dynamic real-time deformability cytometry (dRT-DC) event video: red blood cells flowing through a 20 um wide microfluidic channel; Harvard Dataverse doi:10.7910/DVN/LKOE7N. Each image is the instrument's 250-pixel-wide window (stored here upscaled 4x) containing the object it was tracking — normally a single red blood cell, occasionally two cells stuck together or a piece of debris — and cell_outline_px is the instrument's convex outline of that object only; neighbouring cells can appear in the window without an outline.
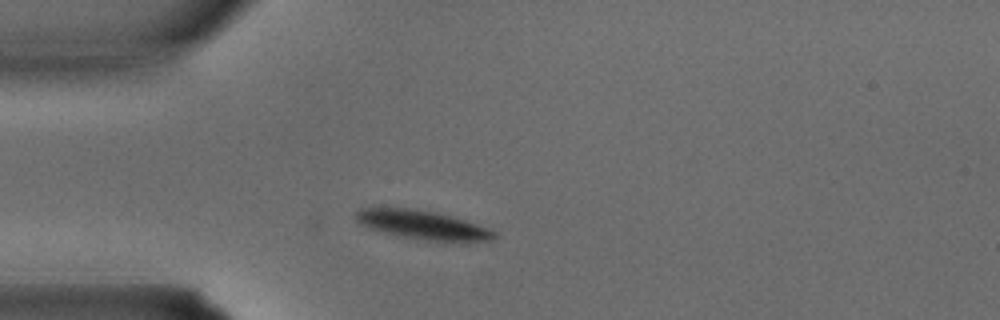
{"species": "common noctule bat (a hibernating species)", "species_latin": "Nyctalus noctula", "temperature_condition": "warm", "stored_images_in_passage": 24, "camera_frame_rate_fps": 3000, "um_per_image_px": 0.085, "animal": {"sex": "male", "body_mass_g": 15.6}, "frame": {"image": 1, "passage_image": 5, "time_ms": 1.333, "image_size_px": [1000, 320], "cell_outline_px": [[500, 236], [492, 240], [460, 244], [428, 240], [380, 232], [360, 224], [356, 220], [356, 212], [360, 208], [412, 208], [436, 212], [452, 216], [492, 228]], "centroid_in_image_um": [36.07, 19.15], "position_along_channel_um": 48.9, "area_um2": 23.93}}
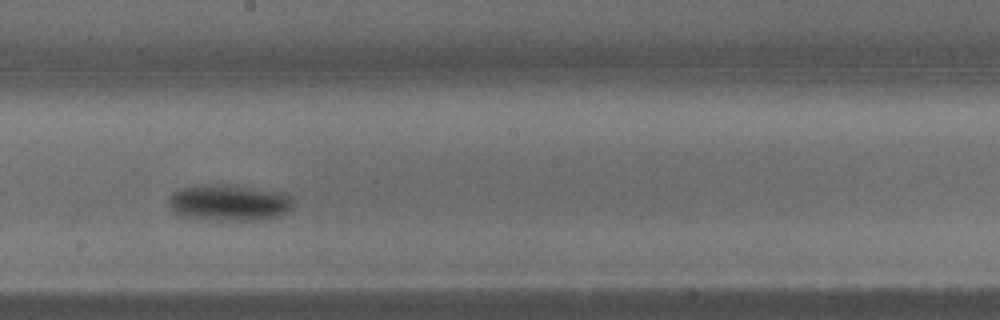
{"frame": {"image": 2, "passage_image": 15, "time_ms": 4.667, "image_size_px": [1000, 320], "cell_outline_px": [[292, 208], [288, 212], [264, 220], [220, 220], [184, 216], [176, 212], [168, 204], [168, 200], [172, 192], [180, 188], [204, 184], [228, 184], [284, 192], [292, 196]], "centroid_in_image_um": [19.51, 17.21], "position_along_channel_um": 228.7, "area_um2": 26.47}}
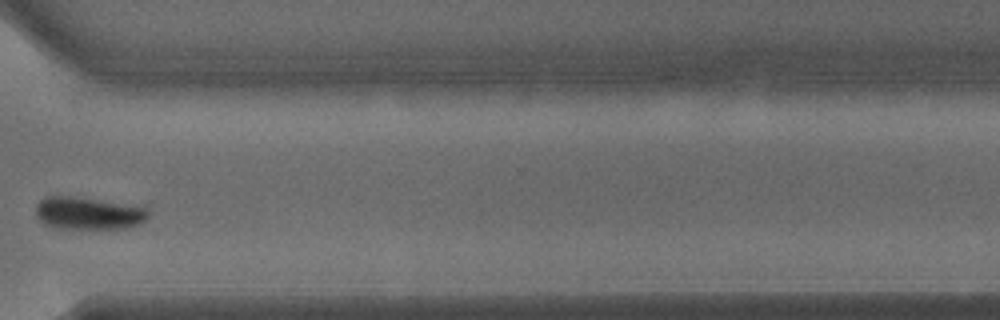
{"frame": {"image": 3, "passage_image": 22, "time_ms": 7.0, "image_size_px": [1000, 320], "cell_outline_px": [[148, 220], [140, 224], [124, 228], [56, 228], [44, 224], [36, 216], [36, 204], [44, 196], [76, 196], [148, 208]], "centroid_in_image_um": [7.49, 18.12], "position_along_channel_um": 363.1, "area_um2": 21.33}}